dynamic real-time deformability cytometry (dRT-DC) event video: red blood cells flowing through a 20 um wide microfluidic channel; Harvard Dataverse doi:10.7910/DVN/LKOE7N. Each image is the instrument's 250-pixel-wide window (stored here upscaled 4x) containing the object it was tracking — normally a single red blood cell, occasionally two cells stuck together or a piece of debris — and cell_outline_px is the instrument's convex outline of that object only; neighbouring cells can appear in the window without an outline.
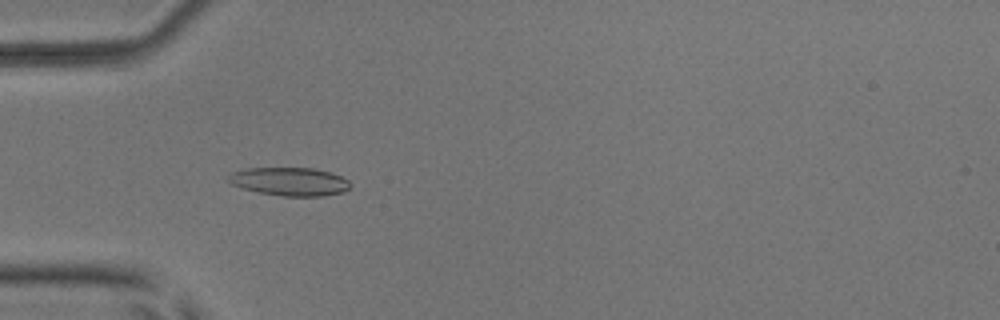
{"species": "common noctule bat (a hibernating species)", "species_latin": "Nyctalus noctula", "temperature_condition": "room temperature", "stored_images_in_passage": 7, "camera_frame_rate_fps": 3000, "um_per_image_px": 0.085, "animal": {"sex": "male", "body_mass_g": 17.9, "forearm_length_mm": 54.2}, "frame": {"image": 1, "passage_image": 5, "time_ms": 5.333, "image_size_px": [1000, 320], "cell_outline_px": [[352, 184], [344, 192], [324, 196], [284, 196], [260, 192], [244, 188], [232, 184], [228, 180], [228, 176], [232, 172], [248, 168], [312, 168], [328, 172], [340, 176], [348, 180]], "centroid_in_image_um": [24.65, 15.43], "position_along_channel_um": 60.4, "area_um2": 19.88}}
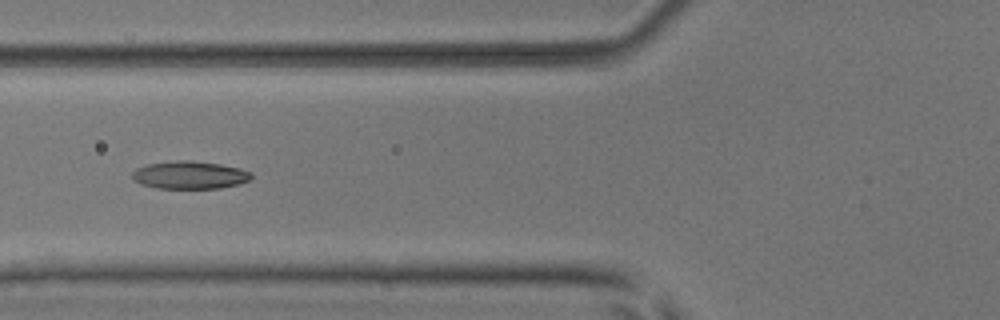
{"frame": {"image": 2, "passage_image": 6, "time_ms": 6.667, "image_size_px": [1000, 320], "cell_outline_px": [[252, 180], [240, 184], [220, 188], [156, 188], [140, 184], [132, 180], [132, 172], [136, 168], [148, 164], [176, 160], [192, 160], [220, 164], [240, 168], [252, 172]], "centroid_in_image_um": [16.14, 14.88], "position_along_channel_um": 109.7, "area_um2": 19.54}}
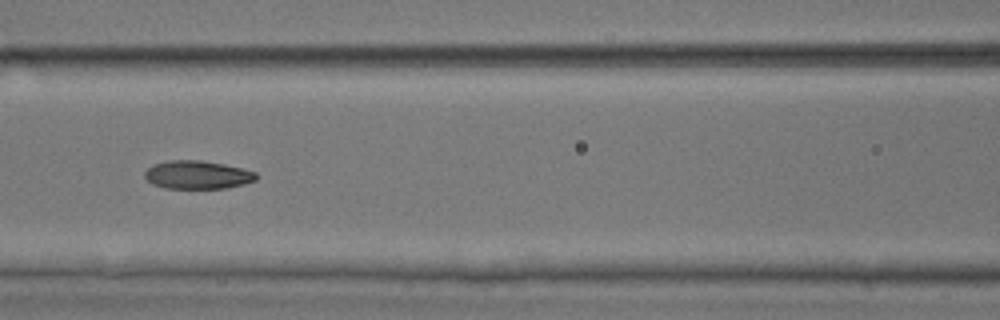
{"frame": {"image": 3, "passage_image": 7, "time_ms": 7.667, "image_size_px": [1000, 320], "cell_outline_px": [[256, 180], [244, 184], [224, 188], [164, 188], [152, 184], [144, 176], [144, 172], [152, 164], [168, 160], [200, 160], [224, 164], [256, 172]], "centroid_in_image_um": [16.74, 14.85], "position_along_channel_um": 149.9, "area_um2": 18.32}}